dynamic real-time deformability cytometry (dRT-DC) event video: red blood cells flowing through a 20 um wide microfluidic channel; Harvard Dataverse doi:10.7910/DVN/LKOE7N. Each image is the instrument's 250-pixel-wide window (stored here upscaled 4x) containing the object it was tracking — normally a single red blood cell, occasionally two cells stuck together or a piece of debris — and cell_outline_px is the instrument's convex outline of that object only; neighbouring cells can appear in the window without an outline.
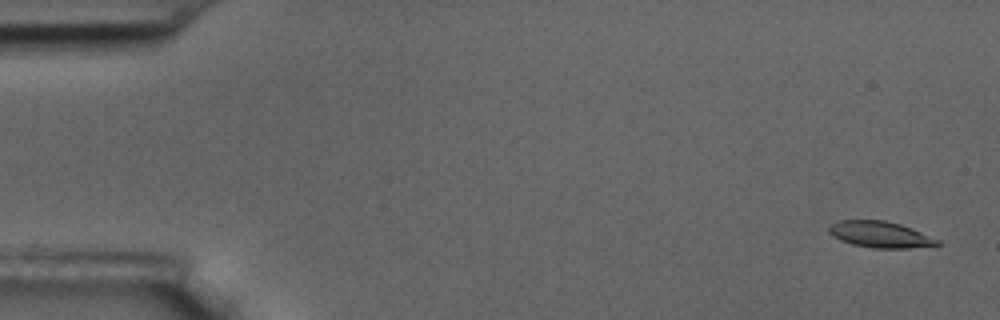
{"species": "common noctule bat (a hibernating species)", "species_latin": "Nyctalus noctula", "temperature_condition": "room temperature", "stored_images_in_passage": 57, "camera_frame_rate_fps": 3000, "um_per_image_px": 0.085, "animal": {"sex": "male", "body_mass_g": 17.5, "forearm_length_mm": 52.3}, "frame": {"image": 1, "passage_image": 1, "time_ms": 0.0, "image_size_px": [1000, 320], "cell_outline_px": [[940, 244], [908, 248], [872, 248], [852, 244], [840, 240], [832, 236], [828, 232], [828, 228], [832, 224], [840, 220], [884, 220], [900, 224], [912, 228], [940, 240]], "centroid_in_image_um": [74.79, 19.93], "position_along_channel_um": 10.2, "area_um2": 16.53}}
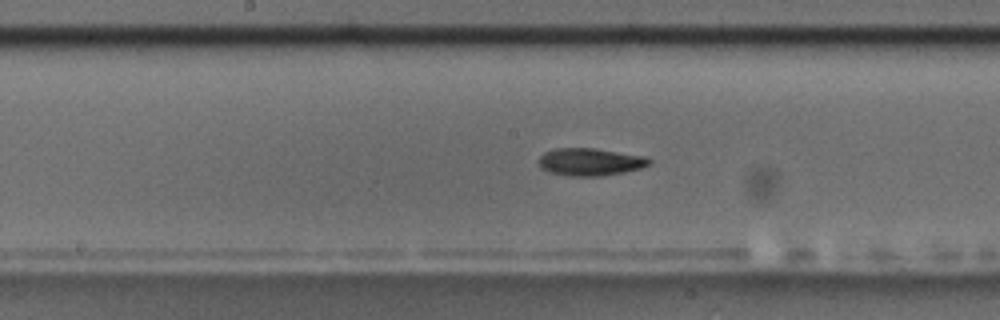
{"frame": {"image": 2, "passage_image": 29, "time_ms": 9.333, "image_size_px": [1000, 320], "cell_outline_px": [[652, 164], [640, 168], [624, 172], [600, 176], [568, 176], [548, 172], [540, 168], [540, 156], [544, 152], [556, 148], [592, 148], [644, 156], [652, 160]], "centroid_in_image_um": [50.16, 13.77], "position_along_channel_um": 198.0, "area_um2": 17.69}}
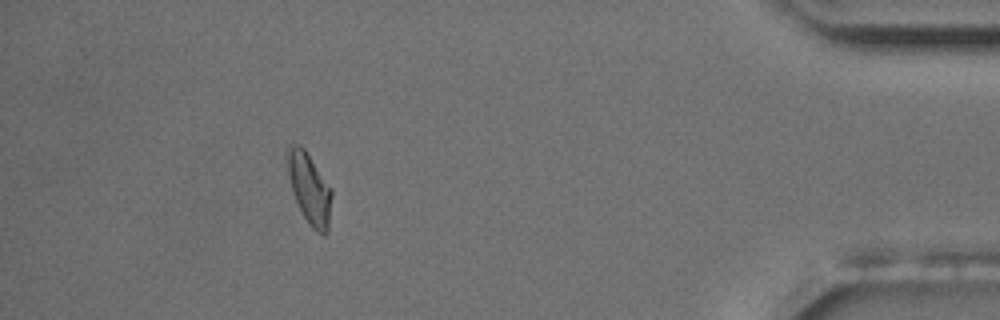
{"frame": {"image": 3, "passage_image": 52, "time_ms": 17.0, "image_size_px": [1000, 320], "cell_outline_px": [[332, 196], [328, 232], [324, 236], [316, 232], [308, 224], [292, 192], [284, 156], [284, 148], [288, 144], [300, 144], [304, 148], [332, 188]], "centroid_in_image_um": [26.27, 15.97], "position_along_channel_um": 408.9, "area_um2": 18.84}, "authors_computed_cell_mechanics": {"area_um2": 17.2822, "velocity_mm_per_s": 3.4484, "shape_relaxation_time_tau1_ms": 3.1179, "shape_relaxation_time_tau2_ms": 6.8666, "deformation_change_tau1": 0.1689, "deformation_change_tau2": 0.1351}}